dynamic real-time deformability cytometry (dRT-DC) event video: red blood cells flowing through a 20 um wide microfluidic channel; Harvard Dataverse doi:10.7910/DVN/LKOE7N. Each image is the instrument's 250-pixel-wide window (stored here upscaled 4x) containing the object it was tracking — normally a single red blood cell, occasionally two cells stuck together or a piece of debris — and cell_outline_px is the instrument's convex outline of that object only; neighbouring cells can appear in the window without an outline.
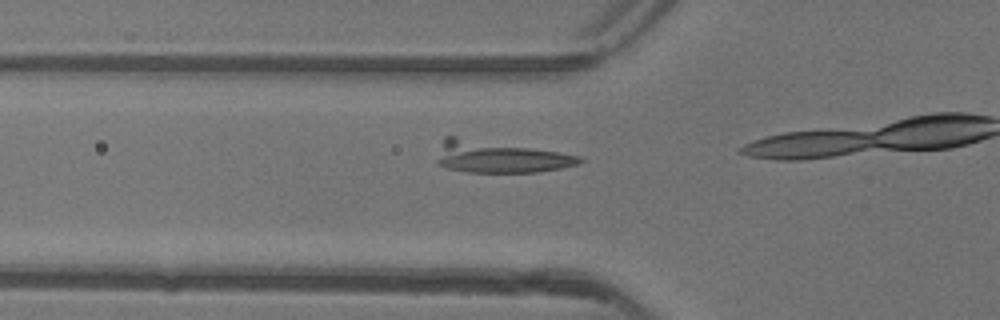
{"species": "common noctule bat (a hibernating species)", "species_latin": "Nyctalus noctula", "temperature_condition": "warm", "stored_images_in_passage": 14, "camera_frame_rate_fps": 3000, "um_per_image_px": 0.085, "animal": {"sex": "female"}, "frame": {"image": 1, "passage_image": 12, "time_ms": 3.667, "image_size_px": [1000, 320], "cell_outline_px": [[584, 160], [580, 164], [560, 168], [536, 172], [468, 172], [448, 168], [436, 164], [436, 160], [444, 136], [456, 136], [556, 152], [580, 156]], "centroid_in_image_um": [42.4, 13.34], "position_along_channel_um": 83.4, "area_um2": 25.95}}